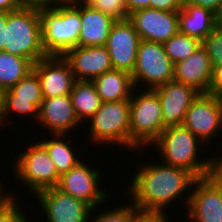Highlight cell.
<instances>
[{
    "label": "cell",
    "instance_id": "cell-1",
    "mask_svg": "<svg viewBox=\"0 0 222 222\" xmlns=\"http://www.w3.org/2000/svg\"><path fill=\"white\" fill-rule=\"evenodd\" d=\"M149 160L131 173L132 181L127 184L130 202L140 213L167 214V208L179 198L185 200L182 204L187 208L197 177L185 168Z\"/></svg>",
    "mask_w": 222,
    "mask_h": 222
},
{
    "label": "cell",
    "instance_id": "cell-2",
    "mask_svg": "<svg viewBox=\"0 0 222 222\" xmlns=\"http://www.w3.org/2000/svg\"><path fill=\"white\" fill-rule=\"evenodd\" d=\"M204 145L206 146L187 127L176 125L166 127L150 146L156 149V153H160L158 156L161 157L162 163L185 168L200 178L211 173L212 151L209 158H203V155L199 157V148H205Z\"/></svg>",
    "mask_w": 222,
    "mask_h": 222
},
{
    "label": "cell",
    "instance_id": "cell-3",
    "mask_svg": "<svg viewBox=\"0 0 222 222\" xmlns=\"http://www.w3.org/2000/svg\"><path fill=\"white\" fill-rule=\"evenodd\" d=\"M42 47L47 56H63L78 46L80 35V2L58 4L39 10Z\"/></svg>",
    "mask_w": 222,
    "mask_h": 222
},
{
    "label": "cell",
    "instance_id": "cell-4",
    "mask_svg": "<svg viewBox=\"0 0 222 222\" xmlns=\"http://www.w3.org/2000/svg\"><path fill=\"white\" fill-rule=\"evenodd\" d=\"M4 51L29 59L33 64L47 57L42 47L39 10L19 8L7 12Z\"/></svg>",
    "mask_w": 222,
    "mask_h": 222
},
{
    "label": "cell",
    "instance_id": "cell-5",
    "mask_svg": "<svg viewBox=\"0 0 222 222\" xmlns=\"http://www.w3.org/2000/svg\"><path fill=\"white\" fill-rule=\"evenodd\" d=\"M129 124L130 151L137 152L136 150L140 151L142 148L143 152V149H150L149 146L165 129L162 122L161 102L153 89H134L130 97Z\"/></svg>",
    "mask_w": 222,
    "mask_h": 222
},
{
    "label": "cell",
    "instance_id": "cell-6",
    "mask_svg": "<svg viewBox=\"0 0 222 222\" xmlns=\"http://www.w3.org/2000/svg\"><path fill=\"white\" fill-rule=\"evenodd\" d=\"M129 120L130 99L102 102L100 108L86 121L90 134L88 139L95 143V146L111 144L130 150Z\"/></svg>",
    "mask_w": 222,
    "mask_h": 222
},
{
    "label": "cell",
    "instance_id": "cell-7",
    "mask_svg": "<svg viewBox=\"0 0 222 222\" xmlns=\"http://www.w3.org/2000/svg\"><path fill=\"white\" fill-rule=\"evenodd\" d=\"M25 147L26 150L20 152L11 165L15 166L13 176H16V184L23 183L29 190L28 195L31 193L33 196L41 190L57 187L60 175L46 148L37 140Z\"/></svg>",
    "mask_w": 222,
    "mask_h": 222
},
{
    "label": "cell",
    "instance_id": "cell-8",
    "mask_svg": "<svg viewBox=\"0 0 222 222\" xmlns=\"http://www.w3.org/2000/svg\"><path fill=\"white\" fill-rule=\"evenodd\" d=\"M173 68L162 43L141 40L132 73L135 88L154 89L173 80Z\"/></svg>",
    "mask_w": 222,
    "mask_h": 222
},
{
    "label": "cell",
    "instance_id": "cell-9",
    "mask_svg": "<svg viewBox=\"0 0 222 222\" xmlns=\"http://www.w3.org/2000/svg\"><path fill=\"white\" fill-rule=\"evenodd\" d=\"M183 125L205 143L206 147L207 144L212 145L211 141L215 142L220 136L222 138V98L200 93L190 104Z\"/></svg>",
    "mask_w": 222,
    "mask_h": 222
},
{
    "label": "cell",
    "instance_id": "cell-10",
    "mask_svg": "<svg viewBox=\"0 0 222 222\" xmlns=\"http://www.w3.org/2000/svg\"><path fill=\"white\" fill-rule=\"evenodd\" d=\"M85 162L82 159L68 172L62 174L57 188L87 203L93 209L97 206L102 207L101 205L108 202L106 200L110 198L107 190L100 188L103 175H100L101 172L98 169L95 167L93 169L90 167L92 165Z\"/></svg>",
    "mask_w": 222,
    "mask_h": 222
},
{
    "label": "cell",
    "instance_id": "cell-11",
    "mask_svg": "<svg viewBox=\"0 0 222 222\" xmlns=\"http://www.w3.org/2000/svg\"><path fill=\"white\" fill-rule=\"evenodd\" d=\"M42 101L40 81L37 74L32 70L11 88L5 89L2 127L5 126L3 125L6 123L4 121H7L11 114L12 117L15 114L16 117L25 116L28 118L31 116L33 122L38 121Z\"/></svg>",
    "mask_w": 222,
    "mask_h": 222
},
{
    "label": "cell",
    "instance_id": "cell-12",
    "mask_svg": "<svg viewBox=\"0 0 222 222\" xmlns=\"http://www.w3.org/2000/svg\"><path fill=\"white\" fill-rule=\"evenodd\" d=\"M38 200L46 222H89L93 208L87 203L64 193L57 187L39 191L34 196Z\"/></svg>",
    "mask_w": 222,
    "mask_h": 222
},
{
    "label": "cell",
    "instance_id": "cell-13",
    "mask_svg": "<svg viewBox=\"0 0 222 222\" xmlns=\"http://www.w3.org/2000/svg\"><path fill=\"white\" fill-rule=\"evenodd\" d=\"M185 209L189 222H222V186L210 175L197 178Z\"/></svg>",
    "mask_w": 222,
    "mask_h": 222
},
{
    "label": "cell",
    "instance_id": "cell-14",
    "mask_svg": "<svg viewBox=\"0 0 222 222\" xmlns=\"http://www.w3.org/2000/svg\"><path fill=\"white\" fill-rule=\"evenodd\" d=\"M140 41V36L128 18L116 20L105 44L112 68L132 75Z\"/></svg>",
    "mask_w": 222,
    "mask_h": 222
},
{
    "label": "cell",
    "instance_id": "cell-15",
    "mask_svg": "<svg viewBox=\"0 0 222 222\" xmlns=\"http://www.w3.org/2000/svg\"><path fill=\"white\" fill-rule=\"evenodd\" d=\"M141 40L164 43L179 32V10L142 8L129 14Z\"/></svg>",
    "mask_w": 222,
    "mask_h": 222
},
{
    "label": "cell",
    "instance_id": "cell-16",
    "mask_svg": "<svg viewBox=\"0 0 222 222\" xmlns=\"http://www.w3.org/2000/svg\"><path fill=\"white\" fill-rule=\"evenodd\" d=\"M38 76L43 98L70 94L76 79L70 64L63 56H47L33 64Z\"/></svg>",
    "mask_w": 222,
    "mask_h": 222
},
{
    "label": "cell",
    "instance_id": "cell-17",
    "mask_svg": "<svg viewBox=\"0 0 222 222\" xmlns=\"http://www.w3.org/2000/svg\"><path fill=\"white\" fill-rule=\"evenodd\" d=\"M161 102L163 126L183 125L190 104L200 94L195 88L174 79L153 89Z\"/></svg>",
    "mask_w": 222,
    "mask_h": 222
},
{
    "label": "cell",
    "instance_id": "cell-18",
    "mask_svg": "<svg viewBox=\"0 0 222 222\" xmlns=\"http://www.w3.org/2000/svg\"><path fill=\"white\" fill-rule=\"evenodd\" d=\"M36 125L44 126L49 134H63L83 125L78 119L72 105L70 94L63 96L43 98L39 109V118ZM75 128V129H74Z\"/></svg>",
    "mask_w": 222,
    "mask_h": 222
},
{
    "label": "cell",
    "instance_id": "cell-19",
    "mask_svg": "<svg viewBox=\"0 0 222 222\" xmlns=\"http://www.w3.org/2000/svg\"><path fill=\"white\" fill-rule=\"evenodd\" d=\"M63 57L70 64L76 80L92 81L113 69L105 45L77 46L67 51Z\"/></svg>",
    "mask_w": 222,
    "mask_h": 222
},
{
    "label": "cell",
    "instance_id": "cell-20",
    "mask_svg": "<svg viewBox=\"0 0 222 222\" xmlns=\"http://www.w3.org/2000/svg\"><path fill=\"white\" fill-rule=\"evenodd\" d=\"M174 80L208 93L213 67L206 49L201 45L184 60L174 64Z\"/></svg>",
    "mask_w": 222,
    "mask_h": 222
},
{
    "label": "cell",
    "instance_id": "cell-21",
    "mask_svg": "<svg viewBox=\"0 0 222 222\" xmlns=\"http://www.w3.org/2000/svg\"><path fill=\"white\" fill-rule=\"evenodd\" d=\"M81 28L78 46L105 45L111 27L116 21L113 17L93 8L86 1L80 2Z\"/></svg>",
    "mask_w": 222,
    "mask_h": 222
},
{
    "label": "cell",
    "instance_id": "cell-22",
    "mask_svg": "<svg viewBox=\"0 0 222 222\" xmlns=\"http://www.w3.org/2000/svg\"><path fill=\"white\" fill-rule=\"evenodd\" d=\"M102 102L130 99L135 85L132 75L112 69L92 80Z\"/></svg>",
    "mask_w": 222,
    "mask_h": 222
},
{
    "label": "cell",
    "instance_id": "cell-23",
    "mask_svg": "<svg viewBox=\"0 0 222 222\" xmlns=\"http://www.w3.org/2000/svg\"><path fill=\"white\" fill-rule=\"evenodd\" d=\"M216 26L214 13L209 9L183 3L179 10V32L203 41Z\"/></svg>",
    "mask_w": 222,
    "mask_h": 222
},
{
    "label": "cell",
    "instance_id": "cell-24",
    "mask_svg": "<svg viewBox=\"0 0 222 222\" xmlns=\"http://www.w3.org/2000/svg\"><path fill=\"white\" fill-rule=\"evenodd\" d=\"M48 136L49 138H40L39 142L48 151L50 158L55 164L58 174L61 176L82 160V152L78 153V155L76 154L75 150H77V148L73 149L71 140L69 141L70 144L65 140V138H67L66 135L51 134V136Z\"/></svg>",
    "mask_w": 222,
    "mask_h": 222
},
{
    "label": "cell",
    "instance_id": "cell-25",
    "mask_svg": "<svg viewBox=\"0 0 222 222\" xmlns=\"http://www.w3.org/2000/svg\"><path fill=\"white\" fill-rule=\"evenodd\" d=\"M70 97L77 119L83 125H87L84 121H88L102 103L93 82L76 80L70 92Z\"/></svg>",
    "mask_w": 222,
    "mask_h": 222
},
{
    "label": "cell",
    "instance_id": "cell-26",
    "mask_svg": "<svg viewBox=\"0 0 222 222\" xmlns=\"http://www.w3.org/2000/svg\"><path fill=\"white\" fill-rule=\"evenodd\" d=\"M33 69V63L24 57L0 51V87L9 89Z\"/></svg>",
    "mask_w": 222,
    "mask_h": 222
},
{
    "label": "cell",
    "instance_id": "cell-27",
    "mask_svg": "<svg viewBox=\"0 0 222 222\" xmlns=\"http://www.w3.org/2000/svg\"><path fill=\"white\" fill-rule=\"evenodd\" d=\"M163 46L166 54L174 65L194 53L197 48L201 46V41L177 32L174 36L165 41Z\"/></svg>",
    "mask_w": 222,
    "mask_h": 222
},
{
    "label": "cell",
    "instance_id": "cell-28",
    "mask_svg": "<svg viewBox=\"0 0 222 222\" xmlns=\"http://www.w3.org/2000/svg\"><path fill=\"white\" fill-rule=\"evenodd\" d=\"M122 204V205H121ZM119 204L115 208L110 207L107 211H101L95 213V209H93L89 222H133L136 216L140 213L139 210L130 202L123 205V202ZM112 208V209H111ZM94 212V215H92ZM94 216V217H93Z\"/></svg>",
    "mask_w": 222,
    "mask_h": 222
},
{
    "label": "cell",
    "instance_id": "cell-29",
    "mask_svg": "<svg viewBox=\"0 0 222 222\" xmlns=\"http://www.w3.org/2000/svg\"><path fill=\"white\" fill-rule=\"evenodd\" d=\"M201 45L206 49L212 67L222 64V26L216 25Z\"/></svg>",
    "mask_w": 222,
    "mask_h": 222
},
{
    "label": "cell",
    "instance_id": "cell-30",
    "mask_svg": "<svg viewBox=\"0 0 222 222\" xmlns=\"http://www.w3.org/2000/svg\"><path fill=\"white\" fill-rule=\"evenodd\" d=\"M93 8L101 10L115 20L127 18V9L124 0H85Z\"/></svg>",
    "mask_w": 222,
    "mask_h": 222
},
{
    "label": "cell",
    "instance_id": "cell-31",
    "mask_svg": "<svg viewBox=\"0 0 222 222\" xmlns=\"http://www.w3.org/2000/svg\"><path fill=\"white\" fill-rule=\"evenodd\" d=\"M19 198L15 197L6 205L0 206V222H19L25 215L26 211L22 210Z\"/></svg>",
    "mask_w": 222,
    "mask_h": 222
},
{
    "label": "cell",
    "instance_id": "cell-32",
    "mask_svg": "<svg viewBox=\"0 0 222 222\" xmlns=\"http://www.w3.org/2000/svg\"><path fill=\"white\" fill-rule=\"evenodd\" d=\"M208 94L222 98V64L213 67Z\"/></svg>",
    "mask_w": 222,
    "mask_h": 222
},
{
    "label": "cell",
    "instance_id": "cell-33",
    "mask_svg": "<svg viewBox=\"0 0 222 222\" xmlns=\"http://www.w3.org/2000/svg\"><path fill=\"white\" fill-rule=\"evenodd\" d=\"M150 8L174 11L182 8V3L179 0H150Z\"/></svg>",
    "mask_w": 222,
    "mask_h": 222
},
{
    "label": "cell",
    "instance_id": "cell-34",
    "mask_svg": "<svg viewBox=\"0 0 222 222\" xmlns=\"http://www.w3.org/2000/svg\"><path fill=\"white\" fill-rule=\"evenodd\" d=\"M20 8L48 9L56 6L55 0H19Z\"/></svg>",
    "mask_w": 222,
    "mask_h": 222
},
{
    "label": "cell",
    "instance_id": "cell-35",
    "mask_svg": "<svg viewBox=\"0 0 222 222\" xmlns=\"http://www.w3.org/2000/svg\"><path fill=\"white\" fill-rule=\"evenodd\" d=\"M211 173L210 176L214 178L222 186V155L219 154L211 156Z\"/></svg>",
    "mask_w": 222,
    "mask_h": 222
},
{
    "label": "cell",
    "instance_id": "cell-36",
    "mask_svg": "<svg viewBox=\"0 0 222 222\" xmlns=\"http://www.w3.org/2000/svg\"><path fill=\"white\" fill-rule=\"evenodd\" d=\"M168 217L167 214L139 213L133 222H169Z\"/></svg>",
    "mask_w": 222,
    "mask_h": 222
},
{
    "label": "cell",
    "instance_id": "cell-37",
    "mask_svg": "<svg viewBox=\"0 0 222 222\" xmlns=\"http://www.w3.org/2000/svg\"><path fill=\"white\" fill-rule=\"evenodd\" d=\"M127 9V18L130 13L142 9L150 8V0H124Z\"/></svg>",
    "mask_w": 222,
    "mask_h": 222
},
{
    "label": "cell",
    "instance_id": "cell-38",
    "mask_svg": "<svg viewBox=\"0 0 222 222\" xmlns=\"http://www.w3.org/2000/svg\"><path fill=\"white\" fill-rule=\"evenodd\" d=\"M220 0H186L184 3H191L194 5H198L200 7H204L214 12L219 4Z\"/></svg>",
    "mask_w": 222,
    "mask_h": 222
},
{
    "label": "cell",
    "instance_id": "cell-39",
    "mask_svg": "<svg viewBox=\"0 0 222 222\" xmlns=\"http://www.w3.org/2000/svg\"><path fill=\"white\" fill-rule=\"evenodd\" d=\"M6 24H7V12L0 11V51H4Z\"/></svg>",
    "mask_w": 222,
    "mask_h": 222
},
{
    "label": "cell",
    "instance_id": "cell-40",
    "mask_svg": "<svg viewBox=\"0 0 222 222\" xmlns=\"http://www.w3.org/2000/svg\"><path fill=\"white\" fill-rule=\"evenodd\" d=\"M19 8V0H0V11L13 12Z\"/></svg>",
    "mask_w": 222,
    "mask_h": 222
},
{
    "label": "cell",
    "instance_id": "cell-41",
    "mask_svg": "<svg viewBox=\"0 0 222 222\" xmlns=\"http://www.w3.org/2000/svg\"><path fill=\"white\" fill-rule=\"evenodd\" d=\"M2 182H4V181L0 180V206L6 205L7 203H9L11 200H13L16 197L13 194V192H8V193L5 194L4 191H6L7 188L4 187L5 185H3L4 183H2ZM2 187H4V188H2ZM3 189H5V190L3 191ZM10 193H12V194H10Z\"/></svg>",
    "mask_w": 222,
    "mask_h": 222
},
{
    "label": "cell",
    "instance_id": "cell-42",
    "mask_svg": "<svg viewBox=\"0 0 222 222\" xmlns=\"http://www.w3.org/2000/svg\"><path fill=\"white\" fill-rule=\"evenodd\" d=\"M214 13V21L217 26H222V0H220Z\"/></svg>",
    "mask_w": 222,
    "mask_h": 222
},
{
    "label": "cell",
    "instance_id": "cell-43",
    "mask_svg": "<svg viewBox=\"0 0 222 222\" xmlns=\"http://www.w3.org/2000/svg\"><path fill=\"white\" fill-rule=\"evenodd\" d=\"M4 89L0 87V127L2 125V114L4 108Z\"/></svg>",
    "mask_w": 222,
    "mask_h": 222
},
{
    "label": "cell",
    "instance_id": "cell-44",
    "mask_svg": "<svg viewBox=\"0 0 222 222\" xmlns=\"http://www.w3.org/2000/svg\"><path fill=\"white\" fill-rule=\"evenodd\" d=\"M85 0H55V4H76Z\"/></svg>",
    "mask_w": 222,
    "mask_h": 222
},
{
    "label": "cell",
    "instance_id": "cell-45",
    "mask_svg": "<svg viewBox=\"0 0 222 222\" xmlns=\"http://www.w3.org/2000/svg\"><path fill=\"white\" fill-rule=\"evenodd\" d=\"M30 219V221H32V219L30 217L27 218V216L25 215L19 222H30L28 221Z\"/></svg>",
    "mask_w": 222,
    "mask_h": 222
},
{
    "label": "cell",
    "instance_id": "cell-46",
    "mask_svg": "<svg viewBox=\"0 0 222 222\" xmlns=\"http://www.w3.org/2000/svg\"><path fill=\"white\" fill-rule=\"evenodd\" d=\"M182 4L186 1V0H179Z\"/></svg>",
    "mask_w": 222,
    "mask_h": 222
}]
</instances>
